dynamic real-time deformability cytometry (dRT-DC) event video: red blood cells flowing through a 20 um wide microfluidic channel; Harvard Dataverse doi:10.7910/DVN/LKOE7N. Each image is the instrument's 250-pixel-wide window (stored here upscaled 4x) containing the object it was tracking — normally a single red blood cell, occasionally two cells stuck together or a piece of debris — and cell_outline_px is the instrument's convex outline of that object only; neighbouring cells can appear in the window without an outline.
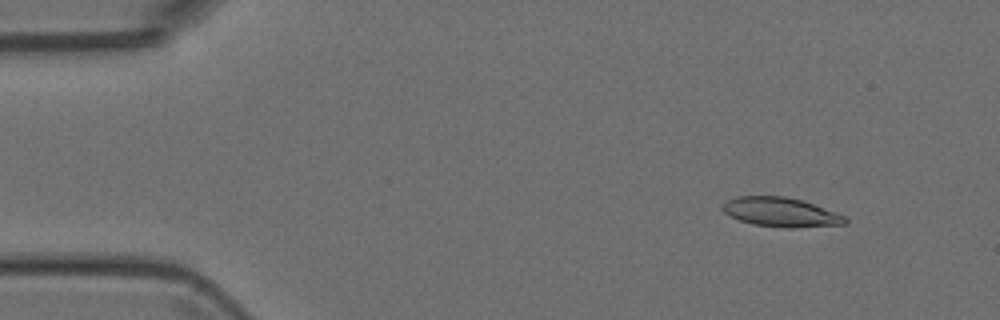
{"species": "Egyptian fruit bat (a non-hibernating species)", "species_latin": "Rousettus aegyptiacus", "temperature_condition": "room temperature", "stored_images_in_passage": 6, "camera_frame_rate_fps": 3000, "um_per_image_px": 0.085, "animal": {"sex": "female"}, "frame": {"image": 1, "passage_image": 2, "time_ms": 0.333, "image_size_px": [1000, 320], "cell_outline_px": [[848, 224], [796, 228], [784, 228], [752, 224], [740, 220], [724, 212], [720, 208], [724, 200], [736, 196], [784, 196], [804, 200], [844, 216], [848, 220]], "centroid_in_image_um": [66.35, 18.03], "position_along_channel_um": 18.7, "area_um2": 21.15}}
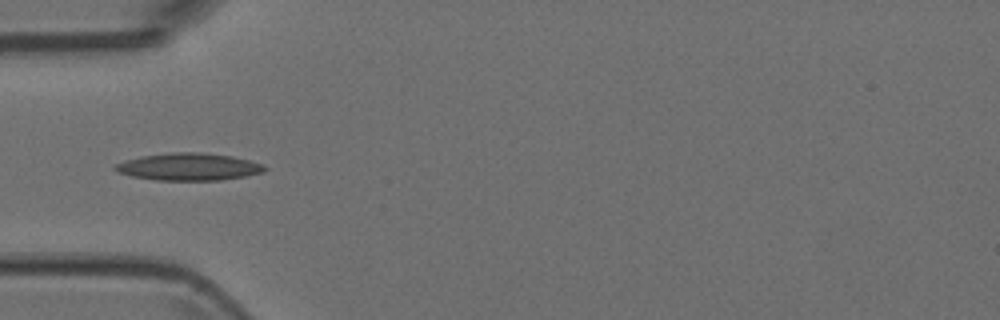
{"frame": {"image": 2, "passage_image": 5, "time_ms": 1.333, "image_size_px": [1000, 320], "cell_outline_px": [[268, 168], [264, 172], [244, 176], [220, 180], [156, 180], [132, 176], [116, 172], [112, 168], [116, 164], [124, 160], [140, 156], [172, 152], [200, 152], [232, 156], [264, 164]], "centroid_in_image_um": [16.02, 14.17], "position_along_channel_um": 69.0, "area_um2": 23.87}}
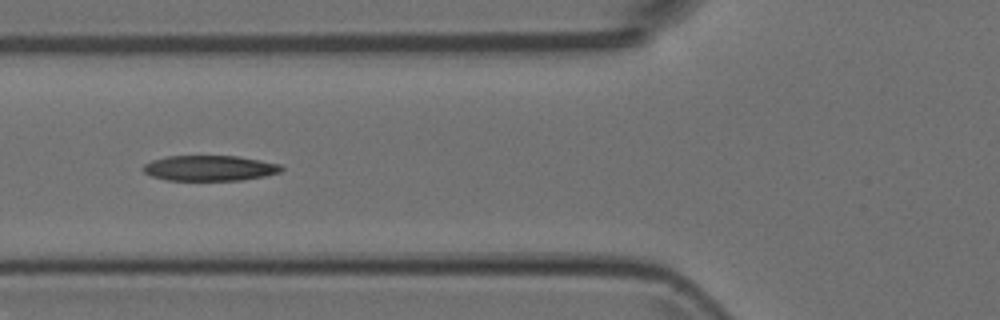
{"frame": {"image": 3, "passage_image": 6, "time_ms": 1.667, "image_size_px": [1000, 320], "cell_outline_px": [[284, 168], [280, 172], [264, 176], [240, 180], [168, 180], [152, 176], [144, 172], [140, 168], [144, 164], [152, 160], [168, 156], [236, 156], [260, 160], [280, 164]], "centroid_in_image_um": [17.8, 14.29], "position_along_channel_um": 108.0, "area_um2": 20.4}}